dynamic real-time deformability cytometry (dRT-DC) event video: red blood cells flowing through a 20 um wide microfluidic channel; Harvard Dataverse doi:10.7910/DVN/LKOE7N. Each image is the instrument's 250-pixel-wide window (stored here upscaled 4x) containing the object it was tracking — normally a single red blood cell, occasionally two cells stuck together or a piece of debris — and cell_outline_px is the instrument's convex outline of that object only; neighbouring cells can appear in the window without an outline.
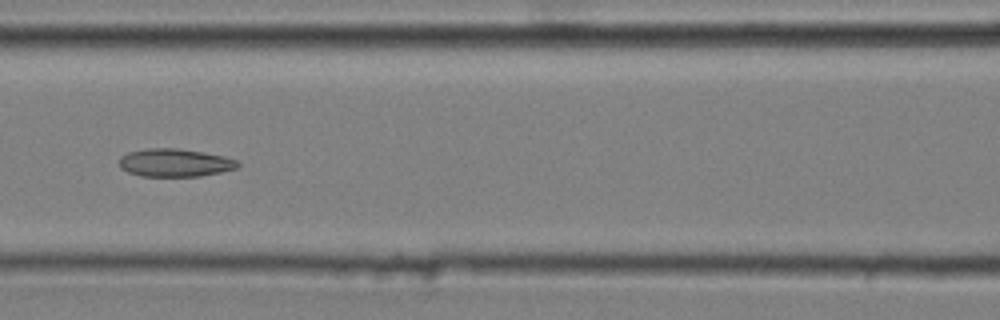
{"species": "common noctule bat (a hibernating species)", "species_latin": "Nyctalus noctula", "temperature_condition": "cold", "stored_images_in_passage": 8, "camera_frame_rate_fps": 3000, "um_per_image_px": 0.085, "animal": {"sex": "male", "body_mass_g": 20.4}, "frame": {"image": 1, "passage_image": 6, "time_ms": 1.667, "image_size_px": [1000, 320], "cell_outline_px": [[240, 164], [236, 168], [220, 172], [200, 176], [140, 176], [128, 172], [120, 168], [120, 156], [128, 152], [148, 148], [176, 148], [204, 152], [224, 156], [236, 160]], "centroid_in_image_um": [14.84, 13.83], "position_along_channel_um": 151.8, "area_um2": 19.31}}
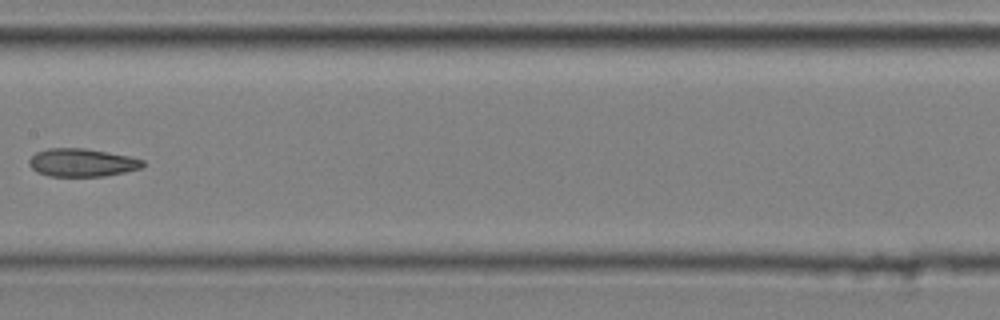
{"frame": {"image": 2, "passage_image": 7, "time_ms": 2.0, "image_size_px": [1000, 320], "cell_outline_px": [[144, 164], [140, 168], [124, 172], [104, 176], [48, 176], [36, 172], [28, 164], [28, 160], [36, 152], [48, 148], [84, 148], [108, 152], [128, 156], [144, 160]], "centroid_in_image_um": [6.93, 13.82], "position_along_channel_um": 200.5, "area_um2": 18.55}}
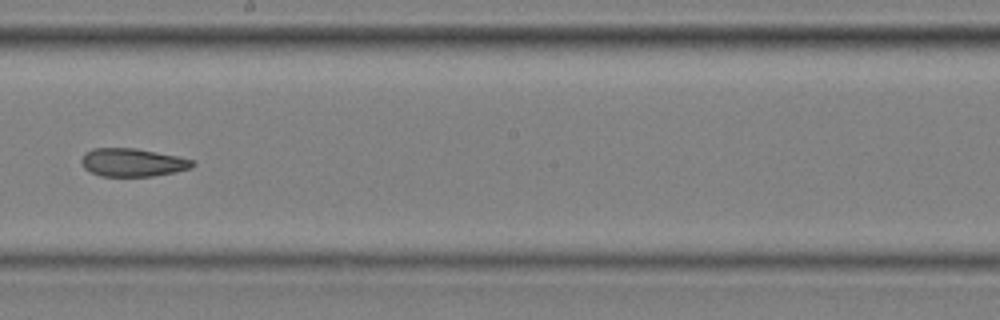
{"frame": {"image": 3, "passage_image": 8, "time_ms": 2.333, "image_size_px": [1000, 320], "cell_outline_px": [[196, 164], [192, 168], [152, 176], [100, 176], [84, 168], [80, 160], [84, 152], [92, 148], [136, 148], [180, 156], [192, 160]], "centroid_in_image_um": [11.26, 13.79], "position_along_channel_um": 236.9, "area_um2": 18.32}}